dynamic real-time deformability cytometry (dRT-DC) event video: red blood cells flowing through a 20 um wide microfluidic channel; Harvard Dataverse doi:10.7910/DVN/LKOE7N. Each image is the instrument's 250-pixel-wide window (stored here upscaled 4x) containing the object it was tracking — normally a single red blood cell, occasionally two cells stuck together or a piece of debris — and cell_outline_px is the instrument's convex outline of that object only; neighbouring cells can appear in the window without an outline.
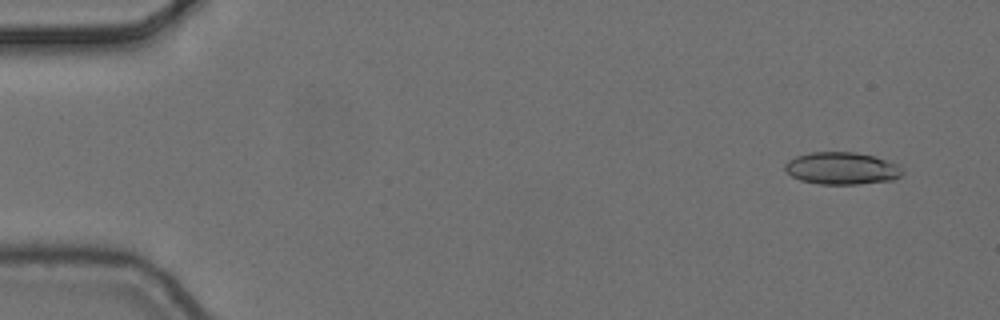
{"species": "common noctule bat (a hibernating species)", "species_latin": "Nyctalus noctula", "temperature_condition": "cold", "stored_images_in_passage": 4, "camera_frame_rate_fps": 3000, "um_per_image_px": 0.085, "animal": {"sex": "female", "body_mass_g": 24.6, "forearm_length_mm": 56.2}, "frame": {"image": 1, "passage_image": 1, "time_ms": 0.0, "image_size_px": [1000, 320], "cell_outline_px": [[904, 172], [900, 176], [892, 180], [856, 184], [820, 184], [800, 180], [792, 176], [784, 168], [784, 164], [788, 160], [796, 156], [812, 152], [856, 152], [876, 156], [900, 164], [904, 168]], "centroid_in_image_um": [71.6, 14.3], "position_along_channel_um": 13.4, "area_um2": 22.31}}
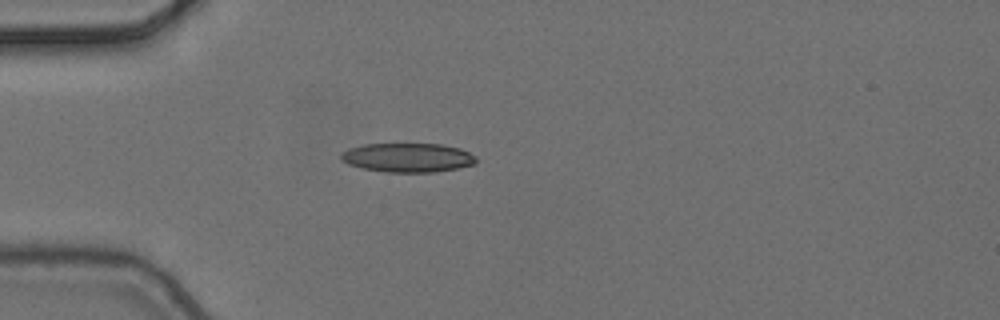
{"frame": {"image": 2, "passage_image": 4, "time_ms": 1.0, "image_size_px": [1000, 320], "cell_outline_px": [[476, 164], [436, 172], [384, 172], [364, 168], [348, 164], [340, 160], [340, 152], [348, 148], [364, 144], [440, 144], [460, 148], [476, 156]], "centroid_in_image_um": [34.63, 13.39], "position_along_channel_um": 50.4, "area_um2": 23.0}}